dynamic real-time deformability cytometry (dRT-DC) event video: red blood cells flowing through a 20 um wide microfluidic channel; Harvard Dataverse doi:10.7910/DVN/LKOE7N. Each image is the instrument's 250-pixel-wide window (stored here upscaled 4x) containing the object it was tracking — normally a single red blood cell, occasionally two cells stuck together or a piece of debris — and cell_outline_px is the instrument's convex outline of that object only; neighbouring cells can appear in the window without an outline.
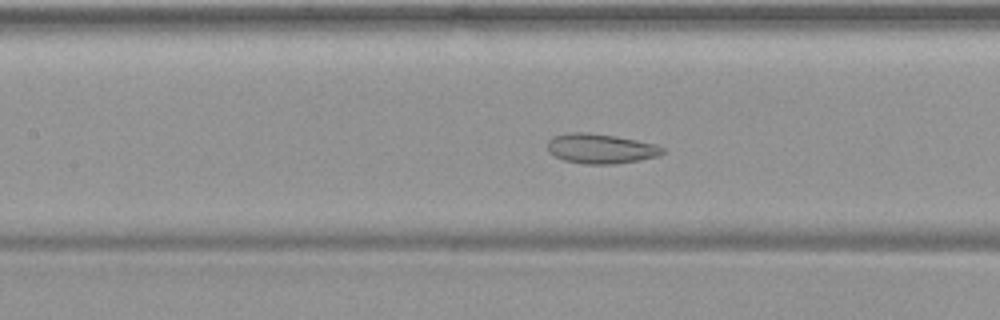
{"species": "common noctule bat (a hibernating species)", "species_latin": "Nyctalus noctula", "temperature_condition": "warm", "stored_images_in_passage": 49, "camera_frame_rate_fps": 3000, "um_per_image_px": 0.085, "animal": {"sex": "female", "body_mass_g": 19.9}, "frame": {"image": 1, "passage_image": 22, "time_ms": 7.0, "image_size_px": [1000, 320], "cell_outline_px": [[664, 152], [656, 156], [640, 160], [616, 164], [584, 164], [564, 160], [548, 152], [548, 140], [552, 136], [568, 132], [588, 132], [616, 136], [656, 144], [664, 148]], "centroid_in_image_um": [51.03, 12.62], "position_along_channel_um": 156.4, "area_um2": 20.06}}
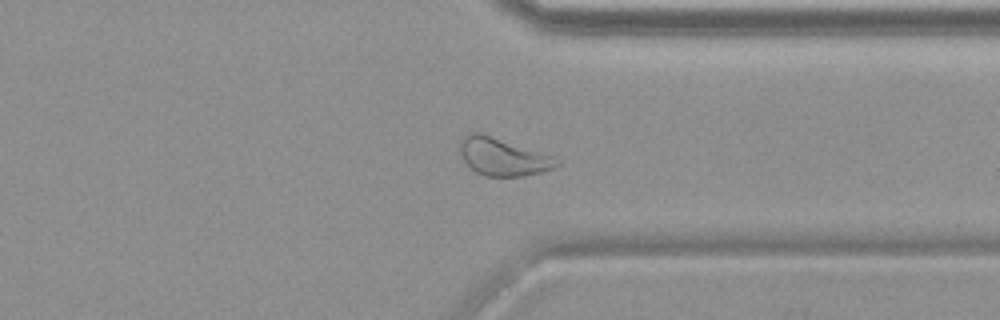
{"frame": {"image": 2, "passage_image": 38, "time_ms": 12.333, "image_size_px": [1000, 320], "cell_outline_px": [[560, 164], [552, 168], [540, 172], [524, 176], [484, 176], [476, 172], [464, 160], [460, 152], [460, 140], [468, 132], [480, 132], [552, 156], [560, 160]], "centroid_in_image_um": [42.72, 13.32], "position_along_channel_um": 368.7, "area_um2": 20.92}}
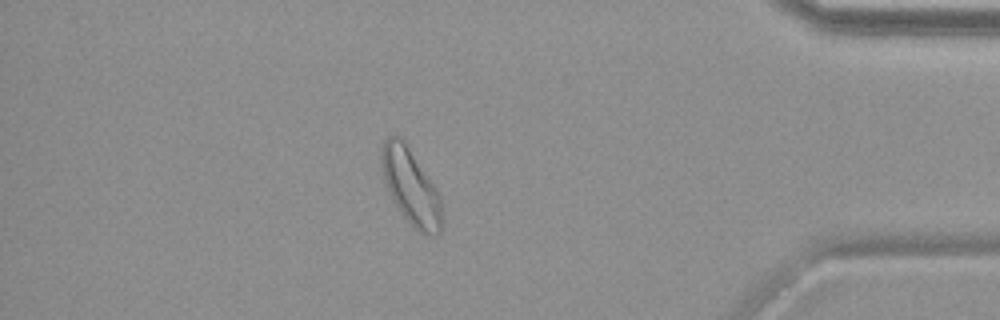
{"frame": {"image": 3, "passage_image": 43, "time_ms": 14.0, "image_size_px": [1000, 320], "cell_outline_px": [[440, 232], [436, 236], [432, 236], [420, 232], [400, 212], [384, 180], [380, 156], [384, 140], [388, 136], [400, 136], [440, 196]], "centroid_in_image_um": [34.89, 15.87], "position_along_channel_um": 400.3, "area_um2": 25.43}}